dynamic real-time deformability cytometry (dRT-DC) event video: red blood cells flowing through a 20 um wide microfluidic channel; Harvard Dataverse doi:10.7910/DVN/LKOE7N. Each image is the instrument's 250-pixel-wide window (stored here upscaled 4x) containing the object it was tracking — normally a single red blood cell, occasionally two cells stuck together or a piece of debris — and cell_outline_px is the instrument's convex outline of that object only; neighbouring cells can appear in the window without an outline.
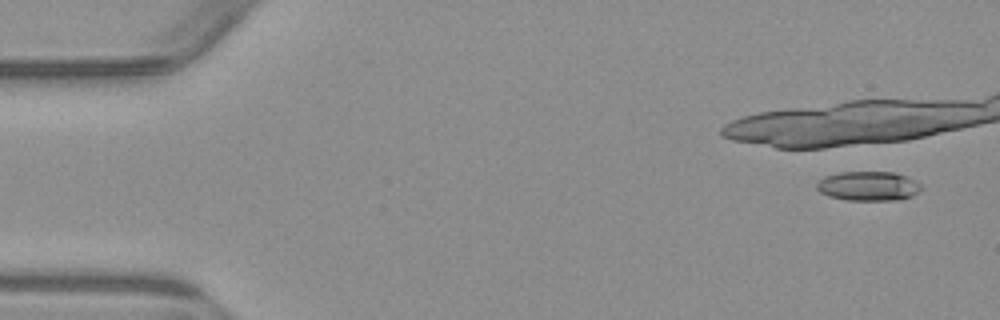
{"species": "common noctule bat (a hibernating species)", "species_latin": "Nyctalus noctula", "temperature_condition": "warm", "stored_images_in_passage": 6, "camera_frame_rate_fps": 3000, "um_per_image_px": 0.085, "animal": {"sex": "male", "body_mass_g": 23.1, "forearm_length_mm": 52.7}, "frame": {"image": 1, "passage_image": 1, "time_ms": 0.0, "image_size_px": [1000, 320], "cell_outline_px": [[920, 188], [912, 196], [900, 200], [848, 200], [828, 196], [820, 192], [816, 188], [816, 184], [824, 176], [840, 172], [892, 172], [904, 176], [920, 184]], "centroid_in_image_um": [73.75, 15.82], "position_along_channel_um": 11.2, "area_um2": 17.69}}